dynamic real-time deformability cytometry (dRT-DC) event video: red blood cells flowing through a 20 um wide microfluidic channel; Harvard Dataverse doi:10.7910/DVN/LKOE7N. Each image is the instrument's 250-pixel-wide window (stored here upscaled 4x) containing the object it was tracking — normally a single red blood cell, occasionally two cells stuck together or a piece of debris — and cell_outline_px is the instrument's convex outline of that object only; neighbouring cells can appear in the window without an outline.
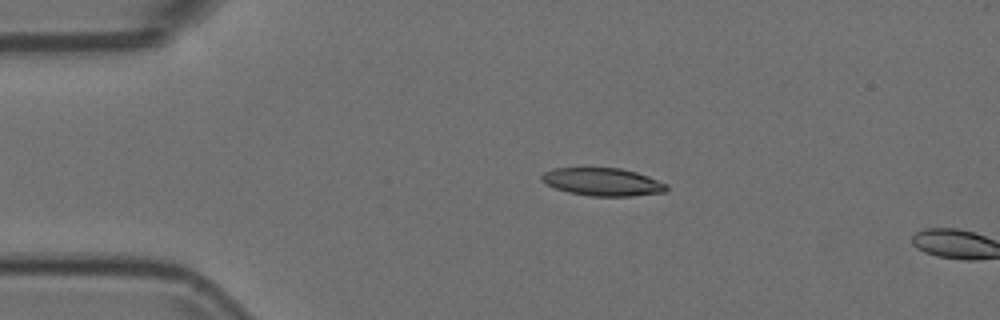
{"species": "Egyptian fruit bat (a non-hibernating species)", "species_latin": "Rousettus aegyptiacus", "temperature_condition": "room temperature", "stored_images_in_passage": 4, "camera_frame_rate_fps": 3000, "um_per_image_px": 0.085, "animal": {"sex": "female"}, "frame": {"image": 1, "passage_image": 1, "time_ms": 0.0, "image_size_px": [1000, 320], "cell_outline_px": [[668, 188], [664, 192], [632, 196], [588, 196], [568, 192], [556, 188], [540, 180], [540, 176], [544, 172], [552, 168], [620, 168], [636, 172], [648, 176], [668, 184]], "centroid_in_image_um": [51.22, 15.46], "position_along_channel_um": 33.8, "area_um2": 20.29}}